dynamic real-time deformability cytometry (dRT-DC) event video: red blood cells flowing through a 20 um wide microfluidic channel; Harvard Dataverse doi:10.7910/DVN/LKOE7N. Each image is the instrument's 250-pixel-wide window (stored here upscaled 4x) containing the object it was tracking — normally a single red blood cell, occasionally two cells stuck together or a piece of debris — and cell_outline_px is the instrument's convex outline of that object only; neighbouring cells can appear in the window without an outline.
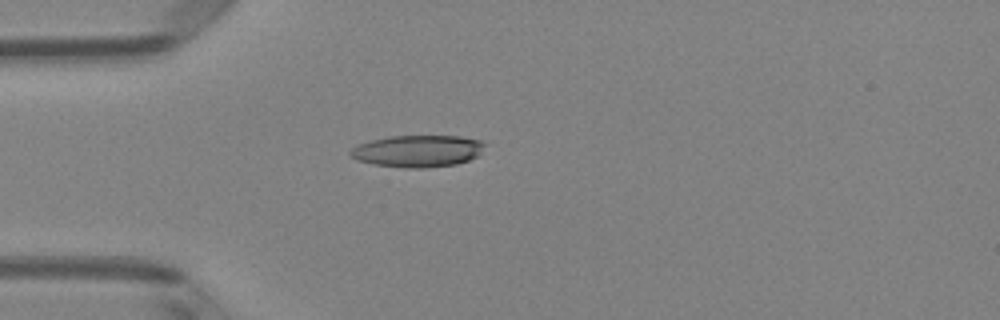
{"species": "Egyptian fruit bat (a non-hibernating species)", "species_latin": "Rousettus aegyptiacus", "temperature_condition": "room temperature", "stored_images_in_passage": 4, "camera_frame_rate_fps": 3000, "um_per_image_px": 0.085, "animal": {"sex": "female"}, "frame": {"image": 1, "passage_image": 3, "time_ms": 0.667, "image_size_px": [1000, 320], "cell_outline_px": [[488, 144], [476, 156], [468, 160], [456, 164], [424, 168], [404, 168], [376, 164], [356, 160], [348, 152], [352, 148], [360, 144], [372, 140], [392, 136], [460, 136], [480, 140]], "centroid_in_image_um": [35.53, 12.84], "position_along_channel_um": 49.5, "area_um2": 24.85}}